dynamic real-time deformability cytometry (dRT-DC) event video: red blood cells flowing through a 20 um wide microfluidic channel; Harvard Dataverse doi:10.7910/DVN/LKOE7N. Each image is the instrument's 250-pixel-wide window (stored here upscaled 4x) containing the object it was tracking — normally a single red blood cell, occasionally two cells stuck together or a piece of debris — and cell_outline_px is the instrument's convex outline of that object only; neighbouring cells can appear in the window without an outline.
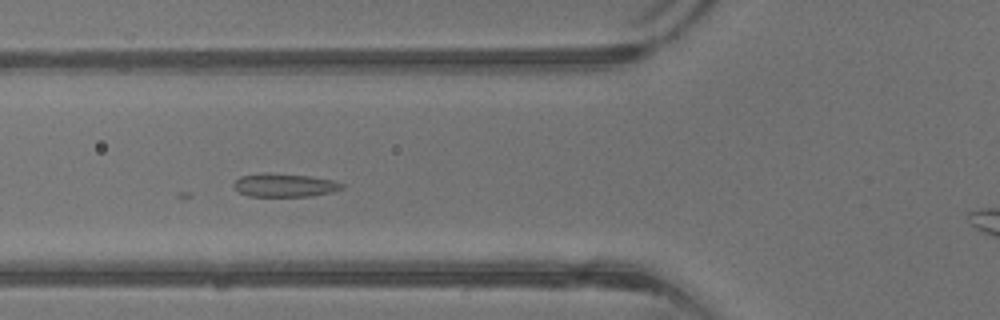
{"species": "common noctule bat (a hibernating species)", "species_latin": "Nyctalus noctula", "temperature_condition": "warm", "stored_images_in_passage": 29, "camera_frame_rate_fps": 3000, "um_per_image_px": 0.085, "animal": {"sex": "male", "body_mass_g": 13.3}, "frame": {"image": 1, "passage_image": 10, "time_ms": 3.0, "image_size_px": [1000, 320], "cell_outline_px": [[344, 188], [332, 192], [312, 196], [248, 196], [240, 192], [232, 184], [240, 176], [260, 172], [268, 172], [308, 176], [332, 180], [344, 184]], "centroid_in_image_um": [24.17, 15.73], "position_along_channel_um": 101.6, "area_um2": 14.8}}
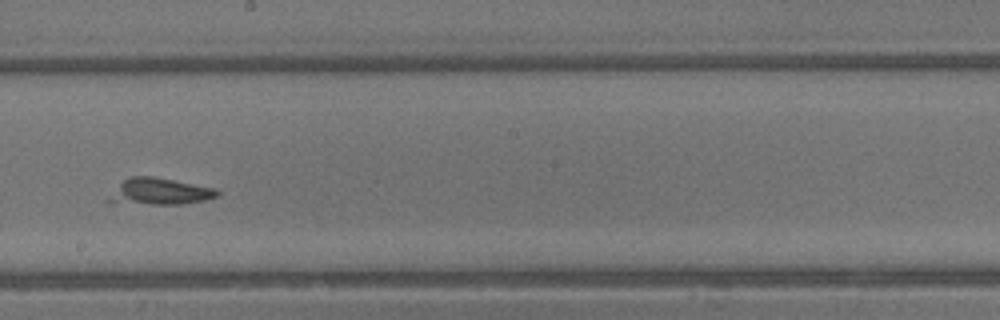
{"frame": {"image": 2, "passage_image": 18, "time_ms": 5.667, "image_size_px": [1000, 320], "cell_outline_px": [[220, 196], [204, 200], [184, 204], [112, 204], [108, 200], [120, 184], [128, 176], [152, 176], [216, 188], [220, 192]], "centroid_in_image_um": [13.6, 16.29], "position_along_channel_um": 234.6, "area_um2": 16.82}}
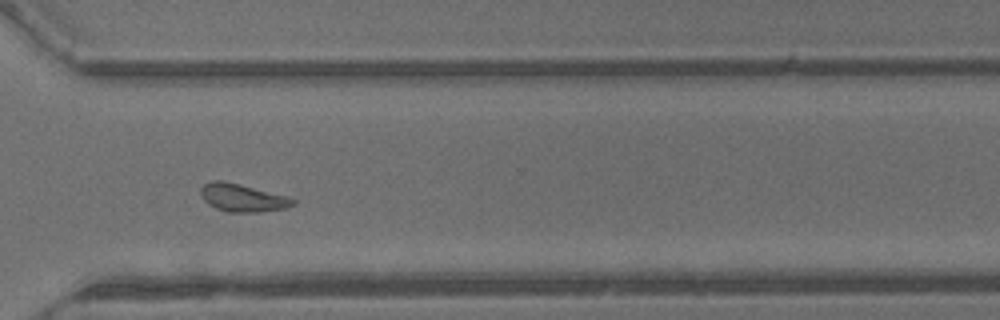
{"frame": {"image": 3, "passage_image": 25, "time_ms": 8.0, "image_size_px": [1000, 320], "cell_outline_px": [[296, 204], [284, 208], [260, 212], [224, 212], [208, 204], [200, 196], [200, 188], [204, 184], [212, 180], [224, 180], [240, 184], [284, 196], [296, 200]], "centroid_in_image_um": [20.55, 16.81], "position_along_channel_um": 350.1, "area_um2": 14.91}, "authors_computed_cell_mechanics": {"area_um2": 15.0858, "velocity_mm_per_s": 4.9563, "shape_relaxation_time_tau1_ms": null, "shape_relaxation_time_tau2_ms": 2.9495, "deformation_change_tau1": null, "deformation_change_tau2": 0.0905}}